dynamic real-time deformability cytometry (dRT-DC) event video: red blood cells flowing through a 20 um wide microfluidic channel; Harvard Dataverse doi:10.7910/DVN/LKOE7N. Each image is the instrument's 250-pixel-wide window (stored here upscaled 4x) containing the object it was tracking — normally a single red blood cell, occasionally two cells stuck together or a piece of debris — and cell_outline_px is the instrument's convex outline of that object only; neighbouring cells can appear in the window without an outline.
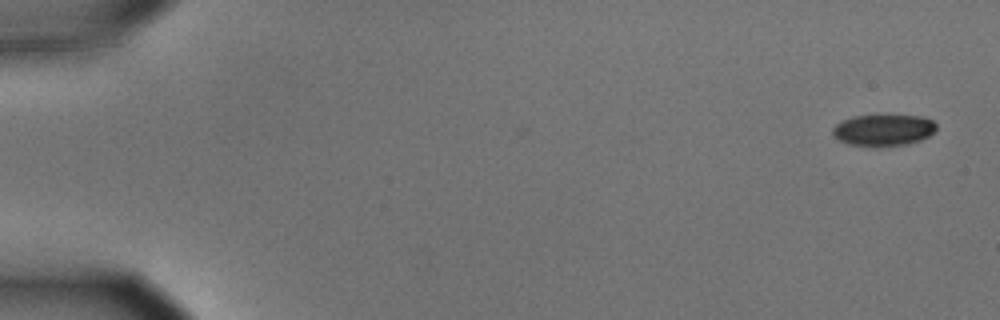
{"species": "common noctule bat (a hibernating species)", "species_latin": "Nyctalus noctula", "temperature_condition": "cold", "stored_images_in_passage": 55, "camera_frame_rate_fps": 3000, "um_per_image_px": 0.085, "animal": {"sex": "male", "body_mass_g": 15.6}, "frame": {"image": 1, "passage_image": 1, "time_ms": 0.0, "image_size_px": [1000, 320], "cell_outline_px": [[936, 128], [928, 136], [920, 140], [908, 144], [848, 144], [840, 140], [832, 132], [832, 128], [836, 124], [852, 116], [924, 116], [932, 120], [936, 124]], "centroid_in_image_um": [75.11, 11.02], "position_along_channel_um": 9.9, "area_um2": 18.21}}
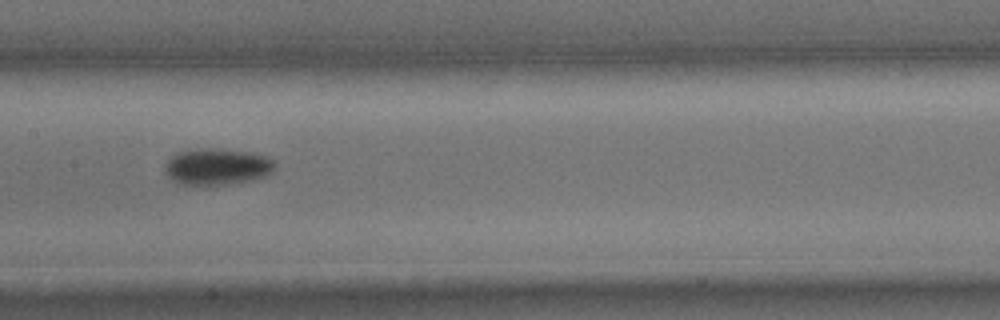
{"frame": {"image": 2, "passage_image": 28, "time_ms": 9.0, "image_size_px": [1000, 320], "cell_outline_px": [[276, 164], [272, 172], [264, 176], [248, 180], [228, 184], [184, 184], [168, 176], [164, 172], [164, 164], [176, 152], [208, 148], [224, 148], [252, 152], [268, 156], [276, 160]], "centroid_in_image_um": [18.5, 14.13], "position_along_channel_um": 188.9, "area_um2": 23.35}}
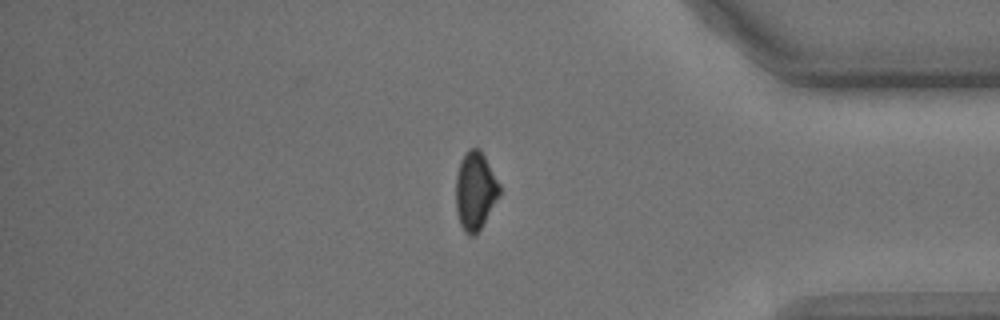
{"frame": {"image": 3, "passage_image": 47, "time_ms": 15.333, "image_size_px": [1000, 320], "cell_outline_px": [[500, 196], [476, 236], [472, 236], [464, 232], [460, 224], [456, 212], [456, 176], [460, 160], [464, 152], [468, 148], [480, 148], [500, 184]], "centroid_in_image_um": [40.39, 16.22], "position_along_channel_um": 394.8, "area_um2": 20.17}}